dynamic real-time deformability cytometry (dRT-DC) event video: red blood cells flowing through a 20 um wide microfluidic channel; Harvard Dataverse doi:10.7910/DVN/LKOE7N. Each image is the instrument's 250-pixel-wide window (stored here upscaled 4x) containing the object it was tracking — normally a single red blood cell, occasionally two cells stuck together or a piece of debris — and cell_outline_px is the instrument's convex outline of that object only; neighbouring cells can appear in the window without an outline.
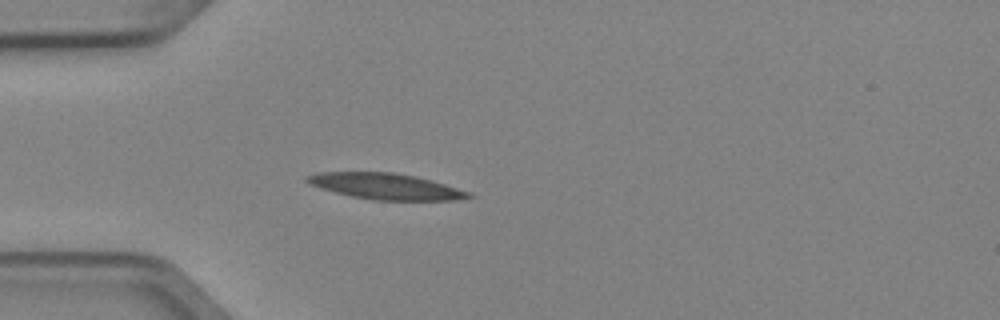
{"species": "Egyptian fruit bat (a non-hibernating species)", "species_latin": "Rousettus aegyptiacus", "temperature_condition": "cold", "stored_images_in_passage": 4, "camera_frame_rate_fps": 3000, "um_per_image_px": 0.085, "animal": {"sex": "female"}, "frame": {"image": 1, "passage_image": 4, "time_ms": 1.0, "image_size_px": [1000, 320], "cell_outline_px": [[476, 196], [456, 200], [372, 200], [352, 196], [320, 188], [308, 184], [304, 180], [304, 176], [316, 172], [392, 172], [416, 176], [432, 180], [472, 192]], "centroid_in_image_um": [32.79, 15.83], "position_along_channel_um": 52.2, "area_um2": 24.74}}